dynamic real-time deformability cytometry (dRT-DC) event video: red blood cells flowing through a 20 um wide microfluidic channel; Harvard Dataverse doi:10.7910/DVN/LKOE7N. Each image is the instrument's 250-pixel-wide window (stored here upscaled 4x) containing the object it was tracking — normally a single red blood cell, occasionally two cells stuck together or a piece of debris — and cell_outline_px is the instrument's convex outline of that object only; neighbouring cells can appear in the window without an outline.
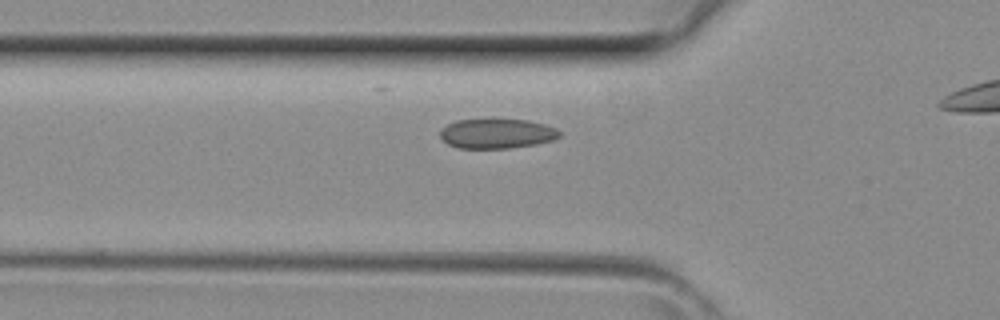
{"species": "common noctule bat (a hibernating species)", "species_latin": "Nyctalus noctula", "temperature_condition": "room temperature", "stored_images_in_passage": 22, "camera_frame_rate_fps": 3000, "um_per_image_px": 0.085, "animal": {"sex": "female", "body_mass_g": 29.2, "forearm_length_mm": 56.3}, "frame": {"image": 1, "passage_image": 2, "time_ms": 0.333, "image_size_px": [1000, 320], "cell_outline_px": [[560, 136], [552, 140], [536, 144], [508, 148], [456, 148], [448, 144], [440, 136], [440, 132], [448, 124], [456, 120], [528, 120], [544, 124], [556, 128], [560, 132]], "centroid_in_image_um": [42.24, 11.36], "position_along_channel_um": 83.6, "area_um2": 20.4}}
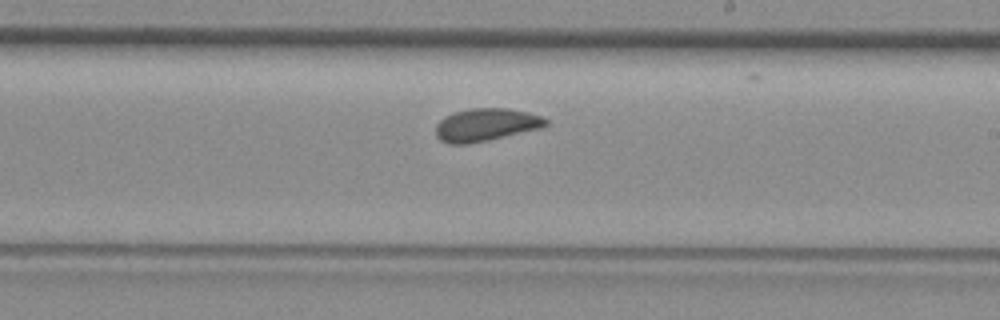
{"frame": {"image": 2, "passage_image": 12, "time_ms": 3.667, "image_size_px": [1000, 320], "cell_outline_px": [[548, 124], [540, 128], [488, 140], [468, 144], [448, 144], [440, 140], [436, 136], [436, 124], [444, 116], [452, 112], [472, 108], [508, 108], [528, 112], [540, 116], [548, 120]], "centroid_in_image_um": [41.26, 10.6], "position_along_channel_um": 247.7, "area_um2": 21.04}}
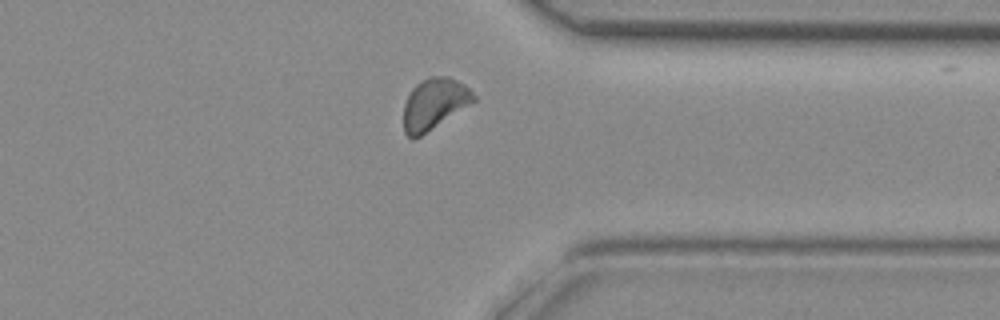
{"frame": {"image": 3, "passage_image": 20, "time_ms": 6.333, "image_size_px": [1000, 320], "cell_outline_px": [[476, 100], [420, 136], [412, 140], [404, 132], [404, 104], [412, 88], [420, 80], [428, 76], [448, 76], [464, 84], [476, 96]], "centroid_in_image_um": [36.89, 8.81], "position_along_channel_um": 374.5, "area_um2": 20.63}}